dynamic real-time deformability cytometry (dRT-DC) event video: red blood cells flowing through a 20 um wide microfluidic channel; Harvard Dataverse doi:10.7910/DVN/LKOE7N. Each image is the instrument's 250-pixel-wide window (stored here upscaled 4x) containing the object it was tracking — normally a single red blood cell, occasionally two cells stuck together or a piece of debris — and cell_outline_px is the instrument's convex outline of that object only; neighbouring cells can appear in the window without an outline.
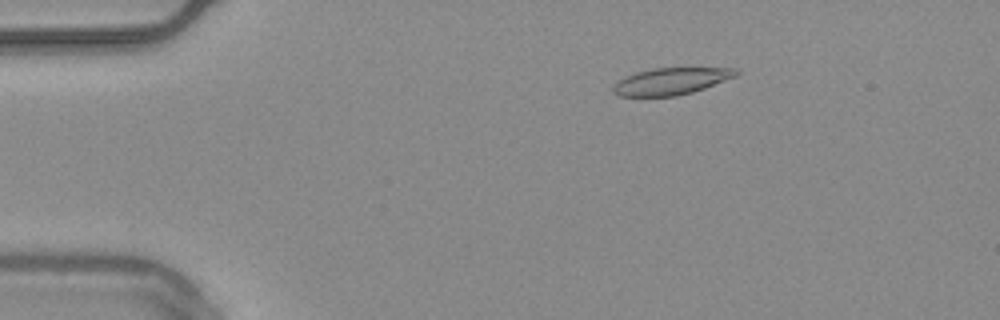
{"species": "common noctule bat (a hibernating species)", "species_latin": "Nyctalus noctula", "temperature_condition": "warm", "stored_images_in_passage": 55, "camera_frame_rate_fps": 3000, "um_per_image_px": 0.085, "animal": {"sex": "male", "body_mass_g": 20.4}, "frame": {"image": 1, "passage_image": 10, "time_ms": 3.0, "image_size_px": [1000, 320], "cell_outline_px": [[740, 72], [736, 76], [704, 88], [692, 92], [676, 96], [620, 96], [612, 92], [612, 84], [636, 72], [652, 68], [736, 68]], "centroid_in_image_um": [57.03, 6.9], "position_along_channel_um": 28.0, "area_um2": 19.13}}
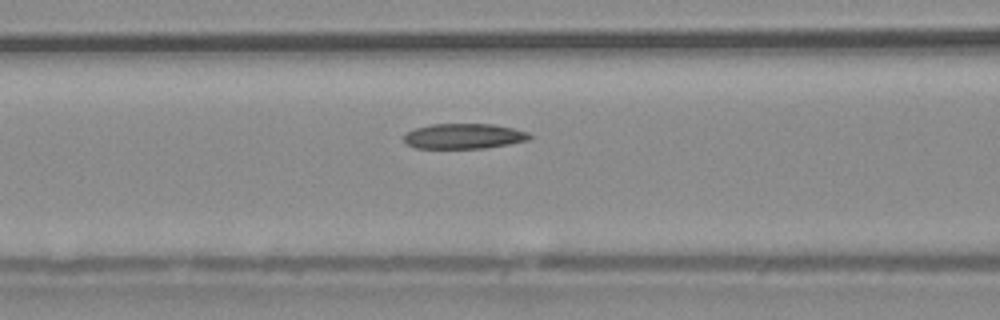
{"frame": {"image": 2, "passage_image": 23, "time_ms": 7.333, "image_size_px": [1000, 320], "cell_outline_px": [[532, 136], [528, 140], [508, 144], [484, 148], [416, 148], [408, 144], [404, 140], [404, 136], [408, 132], [416, 128], [432, 124], [492, 124], [512, 128], [528, 132]], "centroid_in_image_um": [39.44, 11.57], "position_along_channel_um": 127.2, "area_um2": 18.26}}
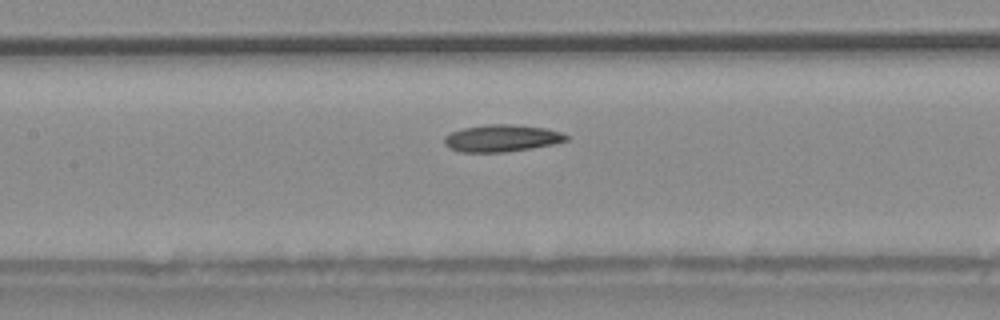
{"frame": {"image": 3, "passage_image": 26, "time_ms": 8.333, "image_size_px": [1000, 320], "cell_outline_px": [[568, 140], [552, 144], [532, 148], [504, 152], [460, 152], [448, 148], [444, 144], [444, 136], [452, 132], [464, 128], [488, 124], [512, 124], [544, 128], [560, 132], [568, 136]], "centroid_in_image_um": [42.61, 11.75], "position_along_channel_um": 164.8, "area_um2": 19.13}}